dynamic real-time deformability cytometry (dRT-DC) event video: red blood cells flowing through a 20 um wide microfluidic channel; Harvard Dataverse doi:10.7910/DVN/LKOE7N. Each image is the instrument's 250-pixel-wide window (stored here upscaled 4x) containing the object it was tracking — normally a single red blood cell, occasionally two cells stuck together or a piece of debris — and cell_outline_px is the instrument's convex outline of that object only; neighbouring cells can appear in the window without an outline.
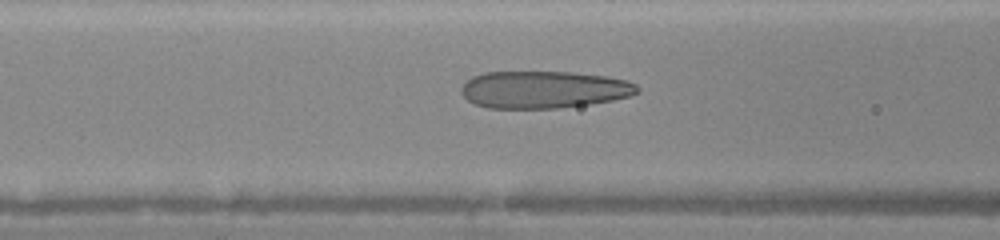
{"species": "human", "species_latin": "Homo sapiens", "temperature_condition": "warm", "stored_images_in_passage": 34, "camera_frame_rate_fps": 3000, "um_per_image_px": 0.085, "donor": {"sex": "female"}, "frame": {"image": 1, "passage_image": 15, "time_ms": 4.667, "image_size_px": [1000, 240], "cell_outline_px": [[640, 92], [628, 96], [612, 100], [588, 104], [556, 108], [488, 108], [476, 104], [468, 100], [460, 92], [460, 88], [472, 76], [484, 72], [572, 72], [608, 76], [628, 80], [636, 84], [640, 88]], "centroid_in_image_um": [46.24, 7.6], "position_along_channel_um": 120.4, "area_um2": 38.32}}
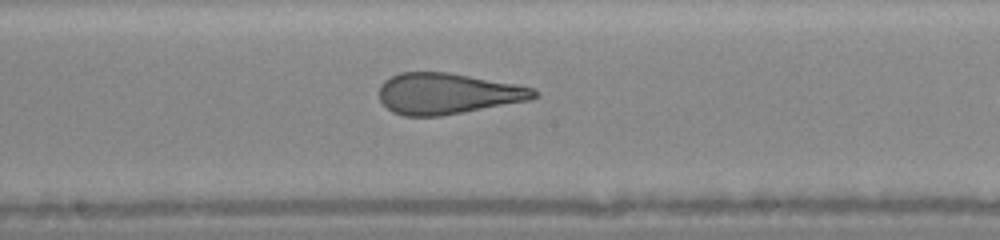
{"frame": {"image": 2, "passage_image": 21, "time_ms": 6.667, "image_size_px": [1000, 240], "cell_outline_px": [[540, 92], [536, 96], [528, 100], [440, 116], [404, 116], [392, 112], [380, 100], [380, 84], [384, 80], [400, 72], [448, 72], [516, 84], [532, 88]], "centroid_in_image_um": [38.01, 7.95], "position_along_channel_um": 210.2, "area_um2": 36.7}}
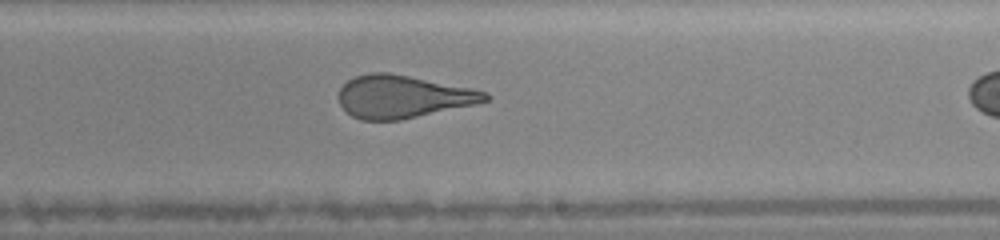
{"frame": {"image": 3, "passage_image": 24, "time_ms": 7.667, "image_size_px": [1000, 240], "cell_outline_px": [[492, 96], [488, 100], [476, 104], [400, 120], [360, 120], [352, 116], [340, 104], [340, 88], [348, 80], [356, 76], [368, 72], [388, 72], [472, 88], [488, 92]], "centroid_in_image_um": [34.26, 8.21], "position_along_channel_um": 254.7, "area_um2": 36.36}}